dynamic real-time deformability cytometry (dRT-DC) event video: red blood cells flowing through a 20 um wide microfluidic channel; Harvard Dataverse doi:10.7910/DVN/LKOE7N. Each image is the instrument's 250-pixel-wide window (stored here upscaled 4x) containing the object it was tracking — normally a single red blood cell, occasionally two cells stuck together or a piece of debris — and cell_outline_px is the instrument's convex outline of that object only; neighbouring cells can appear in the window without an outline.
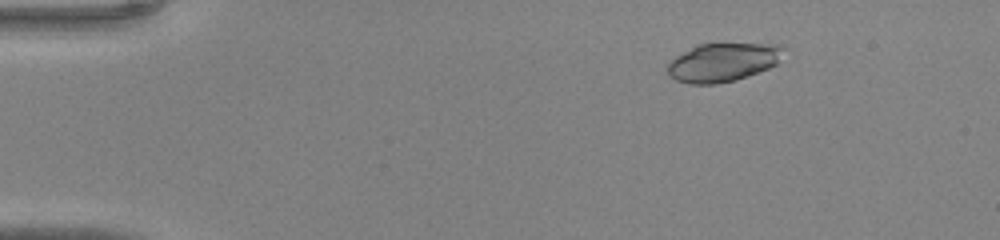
{"species": "common noctule bat (a hibernating species)", "species_latin": "Nyctalus noctula", "temperature_condition": "warm", "stored_images_in_passage": 47, "camera_frame_rate_fps": 3000, "um_per_image_px": 0.085, "animal": {"sex": "male", "body_mass_g": 20.0, "forearm_length_mm": 53.3}, "frame": {"image": 1, "passage_image": 8, "time_ms": 2.333, "image_size_px": [1000, 240], "cell_outline_px": [[788, 48], [776, 64], [768, 68], [748, 76], [736, 80], [716, 84], [688, 84], [676, 80], [668, 76], [668, 64], [676, 56], [696, 44], [780, 44]], "centroid_in_image_um": [61.47, 5.29], "position_along_channel_um": 23.5, "area_um2": 26.24}}
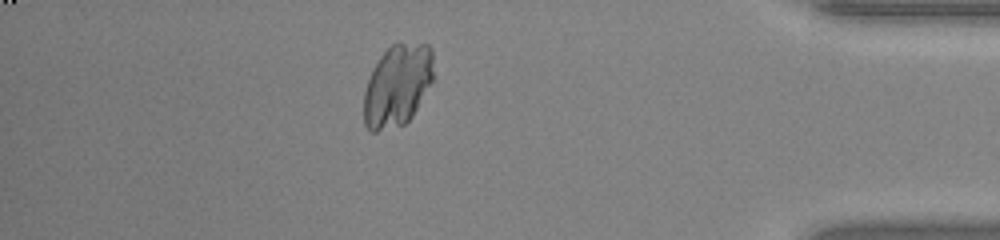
{"frame": {"image": 2, "passage_image": 42, "time_ms": 13.667, "image_size_px": [1000, 240], "cell_outline_px": [[432, 80], [412, 116], [404, 124], [376, 132], [368, 132], [364, 124], [364, 92], [368, 80], [380, 56], [396, 40], [428, 44], [432, 48]], "centroid_in_image_um": [33.76, 7.23], "position_along_channel_um": 401.4, "area_um2": 33.35}}